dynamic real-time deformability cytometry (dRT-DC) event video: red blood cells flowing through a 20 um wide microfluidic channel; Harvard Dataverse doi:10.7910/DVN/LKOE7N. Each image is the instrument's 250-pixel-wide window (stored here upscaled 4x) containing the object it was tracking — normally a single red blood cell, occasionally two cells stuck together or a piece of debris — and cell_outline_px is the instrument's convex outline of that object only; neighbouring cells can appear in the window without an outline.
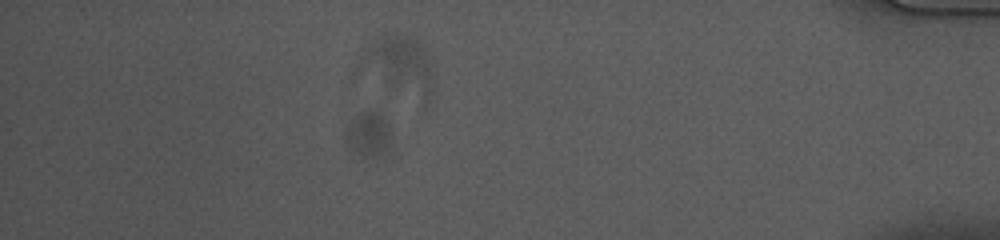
{"species": "common noctule bat (a hibernating species)", "species_latin": "Nyctalus noctula", "temperature_condition": "cold", "stored_images_in_passage": 54, "camera_frame_rate_fps": 3000, "um_per_image_px": 0.085, "animal": {"sex": "female", "body_mass_g": 10.0, "forearm_length_mm": 53.1}, "frame": {"image": 1, "passage_image": 47, "time_ms": 15.333, "image_size_px": [1000, 240], "cell_outline_px": [[388, 152], [372, 160], [356, 152], [352, 148], [348, 140], [348, 128], [352, 120], [360, 112], [368, 108], [376, 108], [380, 112], [388, 124]], "centroid_in_image_um": [31.38, 11.38], "position_along_channel_um": 403.8, "area_um2": 11.68}}